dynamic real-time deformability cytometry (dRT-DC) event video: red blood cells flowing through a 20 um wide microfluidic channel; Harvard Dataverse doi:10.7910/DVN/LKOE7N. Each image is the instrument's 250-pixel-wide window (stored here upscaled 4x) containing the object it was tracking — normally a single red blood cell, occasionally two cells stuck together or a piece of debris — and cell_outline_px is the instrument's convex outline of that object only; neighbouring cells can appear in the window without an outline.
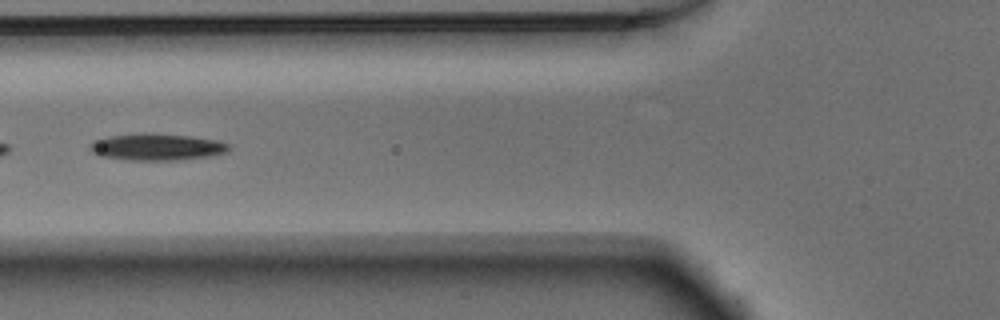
{"species": "Egyptian fruit bat (a non-hibernating species)", "species_latin": "Rousettus aegyptiacus", "temperature_condition": "warm", "stored_images_in_passage": 40, "camera_frame_rate_fps": 3000, "um_per_image_px": 0.085, "animal": {"sex": "male"}, "frame": {"image": 1, "passage_image": 8, "time_ms": 2.333, "image_size_px": [1000, 320], "cell_outline_px": [[232, 148], [228, 152], [208, 156], [180, 160], [128, 160], [100, 156], [92, 152], [88, 148], [88, 144], [96, 140], [112, 136], [192, 136], [216, 140], [228, 144]], "centroid_in_image_um": [13.37, 12.55], "position_along_channel_um": 112.4, "area_um2": 20.63}}
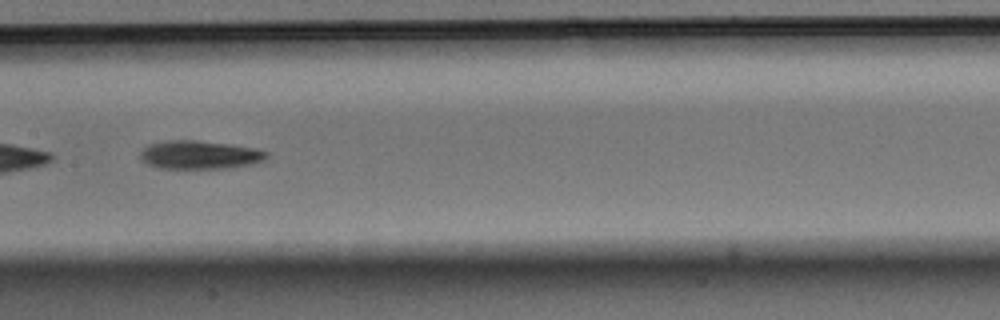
{"frame": {"image": 2, "passage_image": 14, "time_ms": 4.333, "image_size_px": [1000, 320], "cell_outline_px": [[268, 156], [264, 160], [252, 164], [232, 168], [156, 168], [140, 160], [140, 152], [148, 144], [168, 140], [192, 140], [228, 144], [252, 148], [268, 152]], "centroid_in_image_um": [16.94, 13.17], "position_along_channel_um": 190.5, "area_um2": 20.87}}
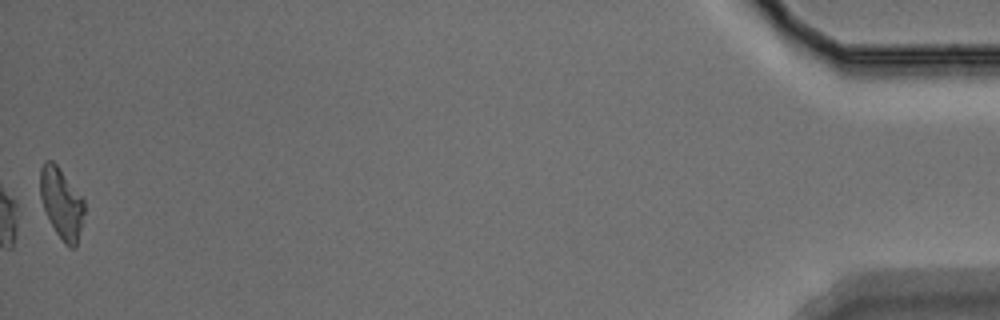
{"frame": {"image": 3, "passage_image": 40, "time_ms": 13.0, "image_size_px": [1000, 320], "cell_outline_px": [[84, 212], [76, 248], [68, 248], [64, 244], [56, 232], [44, 208], [40, 196], [40, 168], [44, 160], [52, 160], [56, 164], [84, 200]], "centroid_in_image_um": [5.22, 17.28], "position_along_channel_um": 430.0, "area_um2": 17.92}, "authors_computed_cell_mechanics": {"area_um2": 20.0566, "velocity_mm_per_s": 3.8883, "shape_relaxation_time_tau1_ms": 3.7623, "shape_relaxation_time_tau2_ms": null, "deformation_change_tau1": 0.1488, "deformation_change_tau2": null}}